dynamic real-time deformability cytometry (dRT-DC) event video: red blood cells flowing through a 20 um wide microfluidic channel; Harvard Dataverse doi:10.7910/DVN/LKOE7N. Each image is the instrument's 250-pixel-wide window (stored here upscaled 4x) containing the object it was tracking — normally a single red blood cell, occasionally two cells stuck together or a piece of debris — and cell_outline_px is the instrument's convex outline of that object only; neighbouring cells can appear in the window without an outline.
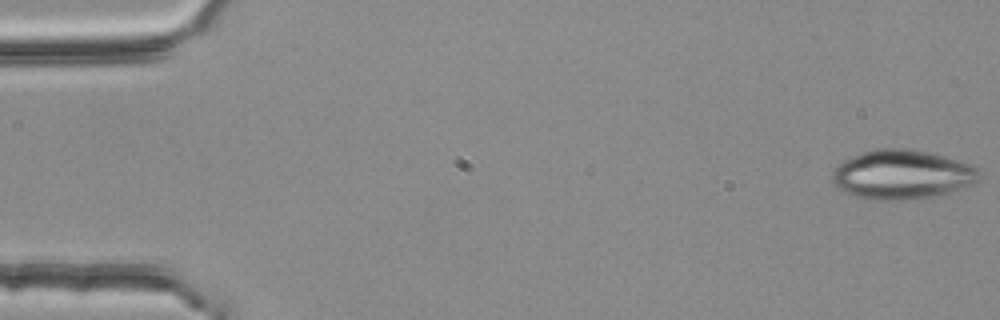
{"species": "common noctule bat (a hibernating species)", "species_latin": "Nyctalus noctula", "temperature_condition": "room temperature", "stored_images_in_passage": 54, "camera_frame_rate_fps": 3000, "um_per_image_px": 0.085, "animal": {"sex": "female", "body_mass_g": 25.1}, "frame": {"image": 1, "passage_image": 1, "time_ms": 0.0, "image_size_px": [1000, 320], "cell_outline_px": [[980, 176], [972, 184], [936, 196], [904, 200], [872, 200], [856, 196], [840, 188], [832, 180], [832, 172], [844, 160], [852, 156], [864, 152], [880, 148], [904, 148], [924, 152], [972, 164], [980, 172]], "centroid_in_image_um": [76.67, 14.85], "position_along_channel_um": 8.3, "area_um2": 41.5}}
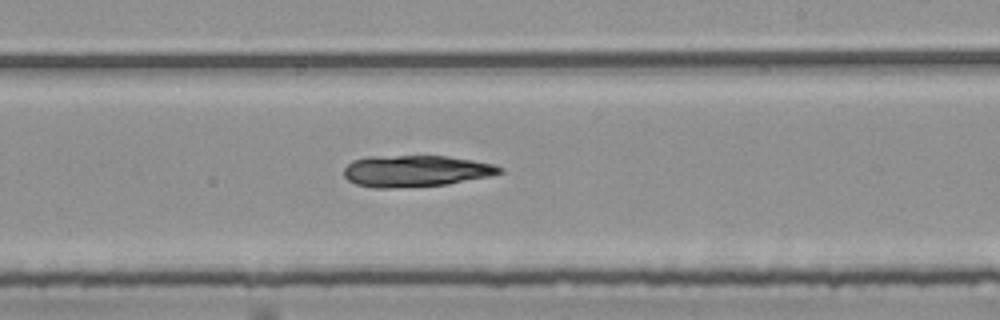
{"frame": {"image": 2, "passage_image": 32, "time_ms": 10.333, "image_size_px": [1000, 320], "cell_outline_px": [[504, 172], [492, 176], [448, 184], [392, 188], [372, 188], [356, 184], [348, 180], [344, 176], [344, 168], [352, 160], [368, 156], [448, 156], [496, 164], [504, 168]], "centroid_in_image_um": [35.36, 14.53], "position_along_channel_um": 253.6, "area_um2": 28.9}}
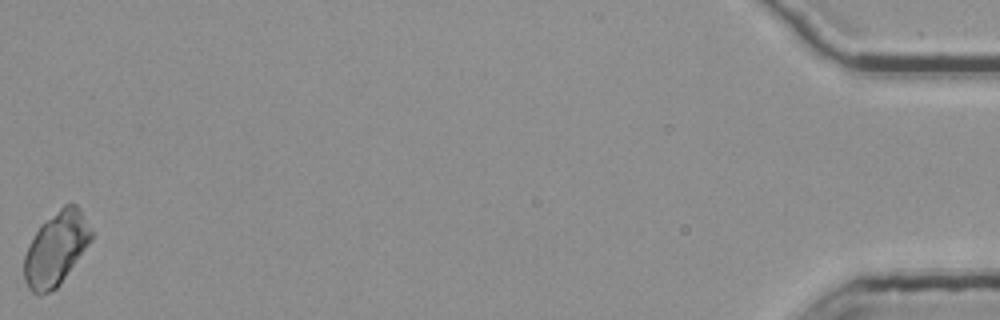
{"frame": {"image": 3, "passage_image": 54, "time_ms": 17.667, "image_size_px": [1000, 320], "cell_outline_px": [[92, 240], [60, 284], [56, 288], [40, 296], [36, 296], [28, 288], [24, 280], [24, 256], [40, 224], [64, 204], [76, 204], [80, 208], [92, 232]], "centroid_in_image_um": [4.75, 21.16], "position_along_channel_um": 430.4, "area_um2": 28.67}}